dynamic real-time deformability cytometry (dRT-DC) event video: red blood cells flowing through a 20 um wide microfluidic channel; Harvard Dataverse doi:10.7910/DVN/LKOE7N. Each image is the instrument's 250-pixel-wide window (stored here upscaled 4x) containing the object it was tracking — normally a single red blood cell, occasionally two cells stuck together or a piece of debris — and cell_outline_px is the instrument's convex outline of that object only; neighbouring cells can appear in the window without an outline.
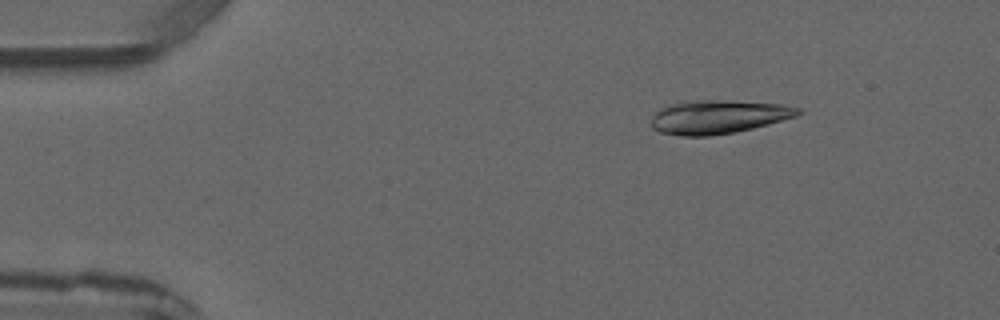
{"species": "common noctule bat (a hibernating species)", "species_latin": "Nyctalus noctula", "temperature_condition": "warm", "stored_images_in_passage": 3, "camera_frame_rate_fps": 3000, "um_per_image_px": 0.085, "animal": {"sex": "male", "forearm_length_mm": 52.5}, "frame": {"image": 1, "passage_image": 1, "time_ms": 0.0, "image_size_px": [1000, 320], "cell_outline_px": [[804, 112], [796, 116], [768, 124], [736, 132], [708, 136], [680, 136], [660, 132], [652, 128], [652, 116], [660, 108], [680, 100], [724, 100], [780, 104], [800, 108]], "centroid_in_image_um": [61.02, 9.93], "position_along_channel_um": 24.0, "area_um2": 28.9}}